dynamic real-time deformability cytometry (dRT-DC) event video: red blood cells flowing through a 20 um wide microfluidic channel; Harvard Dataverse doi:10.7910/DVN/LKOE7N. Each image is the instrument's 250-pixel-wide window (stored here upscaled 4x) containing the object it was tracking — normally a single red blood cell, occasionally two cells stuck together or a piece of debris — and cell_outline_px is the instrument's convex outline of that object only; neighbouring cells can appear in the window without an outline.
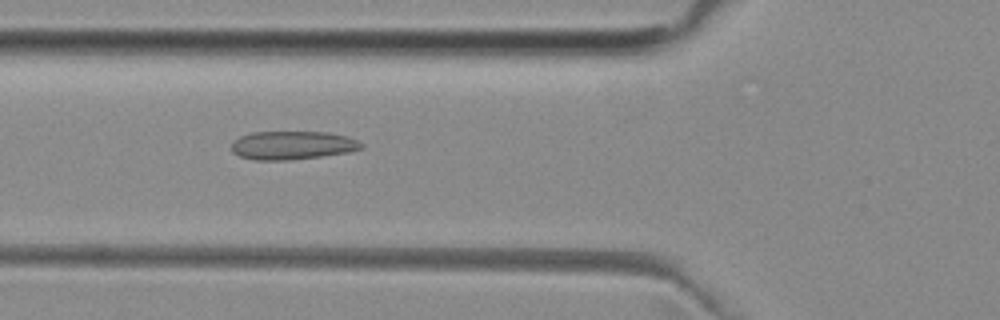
{"species": "common noctule bat (a hibernating species)", "species_latin": "Nyctalus noctula", "temperature_condition": "room temperature", "stored_images_in_passage": 46, "camera_frame_rate_fps": 3000, "um_per_image_px": 0.085, "animal": {"sex": "female", "body_mass_g": 29.2, "forearm_length_mm": 56.3}, "frame": {"image": 1, "passage_image": 13, "time_ms": 4.0, "image_size_px": [1000, 320], "cell_outline_px": [[364, 148], [348, 152], [292, 160], [252, 160], [240, 156], [232, 152], [232, 140], [240, 136], [252, 132], [328, 132], [348, 136], [364, 144]], "centroid_in_image_um": [24.84, 12.35], "position_along_channel_um": 101.0, "area_um2": 21.68}}
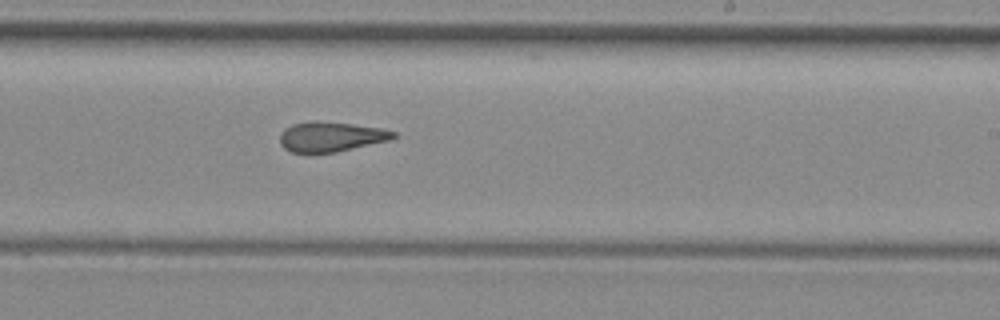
{"frame": {"image": 2, "passage_image": 25, "time_ms": 8.0, "image_size_px": [1000, 320], "cell_outline_px": [[396, 136], [392, 140], [336, 152], [308, 156], [292, 152], [284, 148], [280, 144], [280, 136], [284, 128], [292, 124], [352, 124], [384, 128], [396, 132]], "centroid_in_image_um": [28.15, 11.71], "position_along_channel_um": 260.9, "area_um2": 19.65}}
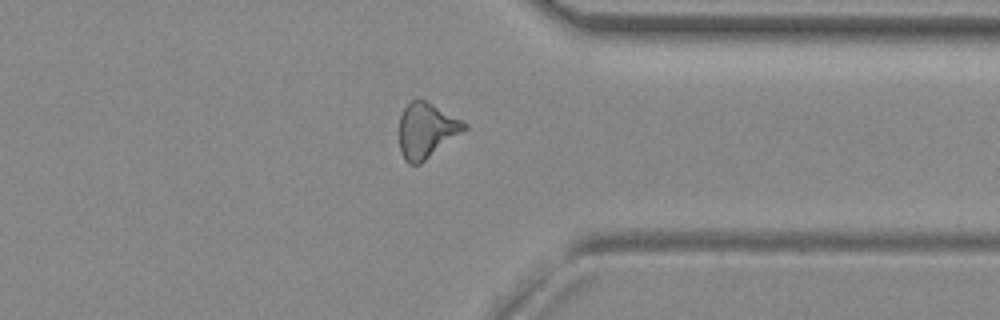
{"frame": {"image": 3, "passage_image": 34, "time_ms": 11.0, "image_size_px": [1000, 320], "cell_outline_px": [[468, 128], [420, 164], [408, 164], [404, 160], [400, 152], [400, 116], [404, 108], [412, 100], [424, 100], [464, 120], [468, 124]], "centroid_in_image_um": [36.26, 11.09], "position_along_channel_um": 375.1, "area_um2": 20.81}, "authors_computed_cell_mechanics": {"area_um2": 20.808, "velocity_mm_per_s": 3.9929, "shape_relaxation_time_tau1_ms": null, "shape_relaxation_time_tau2_ms": 2.6697, "deformation_change_tau1": null, "deformation_change_tau2": 0.1024}}